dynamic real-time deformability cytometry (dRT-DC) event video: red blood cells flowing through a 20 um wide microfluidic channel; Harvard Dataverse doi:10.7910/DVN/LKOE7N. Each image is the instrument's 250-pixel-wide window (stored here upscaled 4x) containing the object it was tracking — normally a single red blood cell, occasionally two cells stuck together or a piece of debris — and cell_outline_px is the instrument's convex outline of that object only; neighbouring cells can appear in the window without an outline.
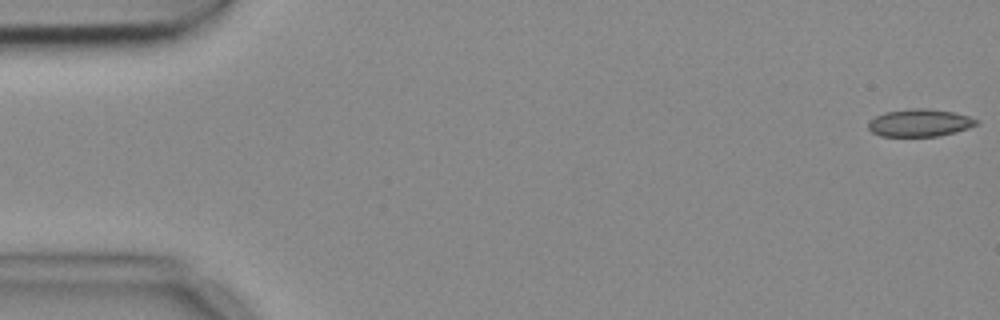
{"species": "common noctule bat (a hibernating species)", "species_latin": "Nyctalus noctula", "temperature_condition": "cold", "stored_images_in_passage": 54, "camera_frame_rate_fps": 3000, "um_per_image_px": 0.085, "animal": {"sex": "female", "body_mass_g": 18.4}, "frame": {"image": 1, "passage_image": 1, "time_ms": 0.0, "image_size_px": [1000, 320], "cell_outline_px": [[980, 124], [956, 132], [940, 136], [880, 136], [872, 132], [868, 128], [868, 120], [884, 112], [912, 108], [928, 108], [952, 112], [968, 116], [980, 120]], "centroid_in_image_um": [78.19, 10.44], "position_along_channel_um": 6.8, "area_um2": 17.51}}
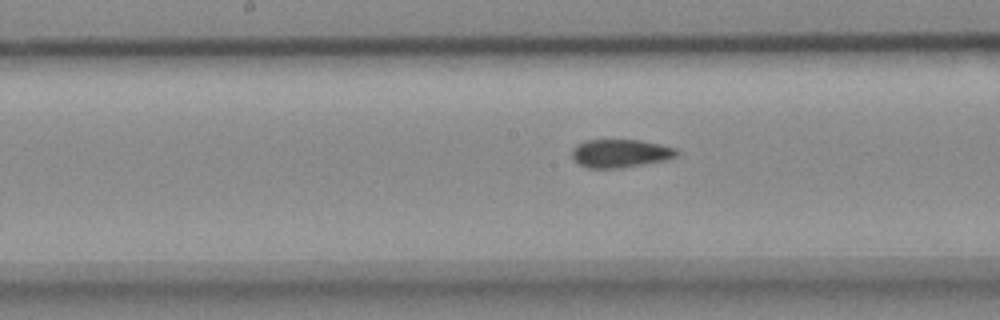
{"frame": {"image": 2, "passage_image": 27, "time_ms": 8.667, "image_size_px": [1000, 320], "cell_outline_px": [[680, 152], [676, 156], [668, 160], [620, 168], [588, 168], [572, 160], [572, 148], [576, 144], [584, 140], [640, 140], [660, 144], [676, 148]], "centroid_in_image_um": [52.73, 13.03], "position_along_channel_um": 195.5, "area_um2": 17.46}}
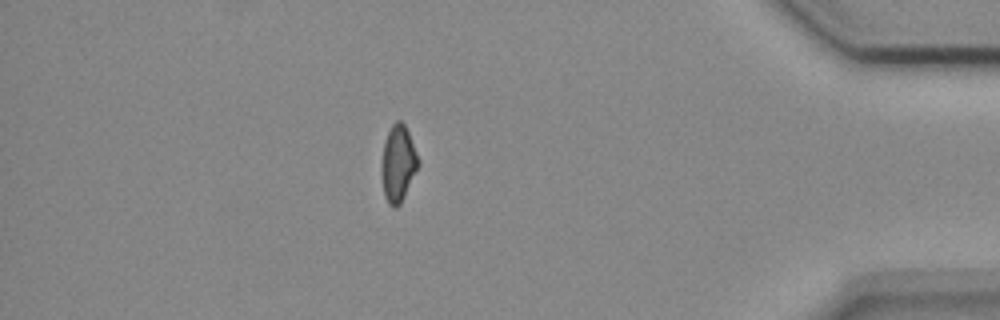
{"frame": {"image": 3, "passage_image": 47, "time_ms": 15.333, "image_size_px": [1000, 320], "cell_outline_px": [[420, 164], [400, 204], [396, 208], [392, 208], [388, 204], [384, 196], [380, 172], [380, 164], [384, 140], [392, 124], [396, 120], [400, 120], [404, 124], [408, 132], [420, 160]], "centroid_in_image_um": [33.81, 13.92], "position_along_channel_um": 401.4, "area_um2": 16.7}}